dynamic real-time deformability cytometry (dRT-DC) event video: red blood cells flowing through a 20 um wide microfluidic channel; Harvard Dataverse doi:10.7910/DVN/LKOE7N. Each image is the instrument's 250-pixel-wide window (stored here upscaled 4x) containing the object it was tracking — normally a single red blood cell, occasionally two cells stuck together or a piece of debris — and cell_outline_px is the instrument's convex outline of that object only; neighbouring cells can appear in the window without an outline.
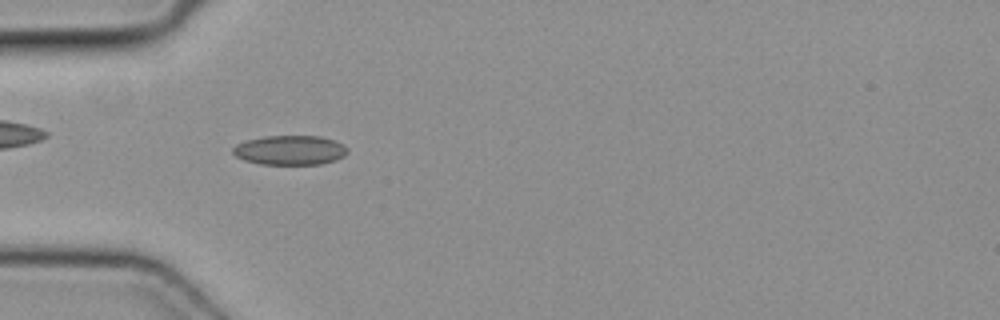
{"species": "common noctule bat (a hibernating species)", "species_latin": "Nyctalus noctula", "temperature_condition": "cold", "stored_images_in_passage": 44, "camera_frame_rate_fps": 3000, "um_per_image_px": 0.085, "animal": {"sex": "female", "body_mass_g": 19.3, "forearm_length_mm": 54.1}, "frame": {"image": 1, "passage_image": 10, "time_ms": 3.0, "image_size_px": [1000, 320], "cell_outline_px": [[348, 152], [344, 156], [336, 160], [320, 164], [260, 164], [244, 160], [236, 156], [232, 152], [232, 148], [236, 144], [248, 140], [264, 136], [320, 136], [344, 144], [348, 148]], "centroid_in_image_um": [24.66, 12.76], "position_along_channel_um": 60.3, "area_um2": 19.71}}
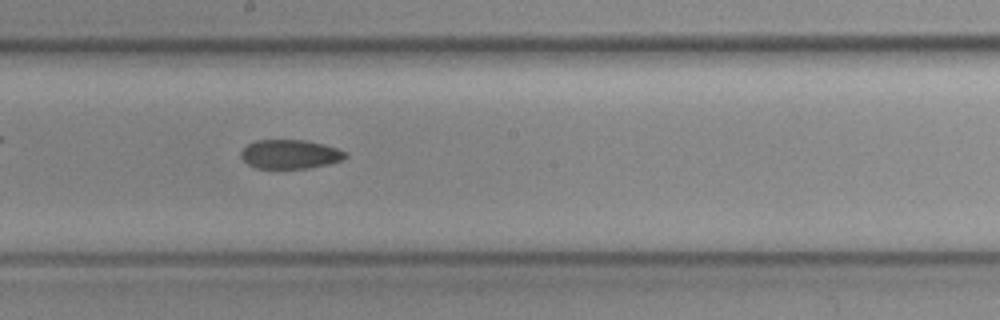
{"frame": {"image": 2, "passage_image": 22, "time_ms": 7.0, "image_size_px": [1000, 320], "cell_outline_px": [[348, 156], [340, 160], [328, 164], [308, 168], [256, 168], [248, 164], [240, 156], [240, 152], [248, 144], [256, 140], [304, 140], [324, 144], [348, 152]], "centroid_in_image_um": [24.66, 13.1], "position_along_channel_um": 223.5, "area_um2": 17.63}}
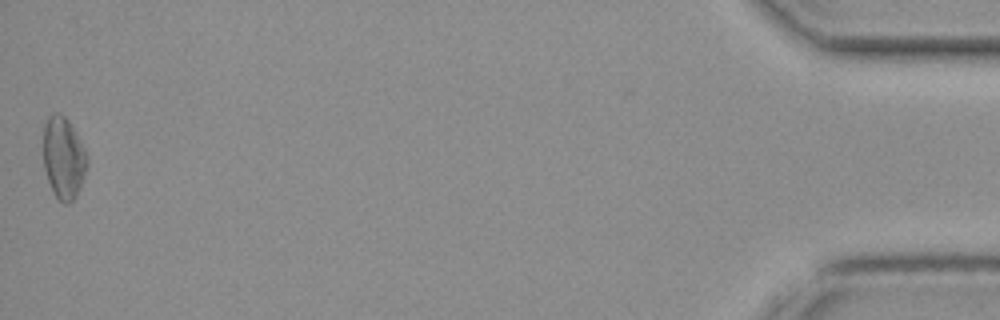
{"frame": {"image": 3, "passage_image": 44, "time_ms": 14.333, "image_size_px": [1000, 320], "cell_outline_px": [[88, 164], [80, 188], [76, 196], [68, 204], [64, 204], [52, 192], [44, 168], [44, 124], [48, 116], [56, 112], [60, 112], [68, 120], [84, 148], [88, 156]], "centroid_in_image_um": [5.4, 13.42], "position_along_channel_um": 429.8, "area_um2": 20.87}}